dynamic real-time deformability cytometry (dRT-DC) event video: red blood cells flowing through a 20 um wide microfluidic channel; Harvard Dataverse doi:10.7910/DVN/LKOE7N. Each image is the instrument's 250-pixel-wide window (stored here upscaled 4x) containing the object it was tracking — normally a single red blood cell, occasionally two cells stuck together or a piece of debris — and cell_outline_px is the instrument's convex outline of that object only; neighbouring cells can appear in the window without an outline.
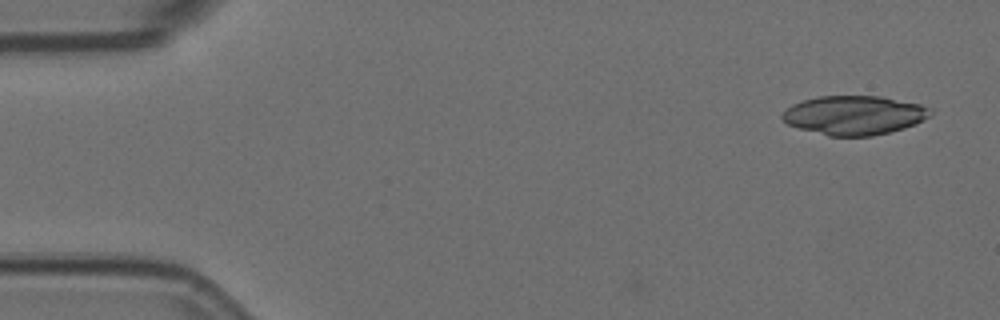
{"species": "Egyptian fruit bat (a non-hibernating species)", "species_latin": "Rousettus aegyptiacus", "temperature_condition": "room temperature", "stored_images_in_passage": 28, "camera_frame_rate_fps": 3000, "um_per_image_px": 0.085, "animal": {"sex": "female"}, "frame": {"image": 1, "passage_image": 1, "time_ms": 0.0, "image_size_px": [1000, 320], "cell_outline_px": [[932, 112], [924, 120], [916, 124], [904, 128], [872, 136], [828, 136], [800, 128], [788, 124], [780, 116], [792, 104], [804, 100], [820, 96], [880, 96], [920, 104], [932, 108]], "centroid_in_image_um": [72.63, 9.79], "position_along_channel_um": 12.4, "area_um2": 33.58}}